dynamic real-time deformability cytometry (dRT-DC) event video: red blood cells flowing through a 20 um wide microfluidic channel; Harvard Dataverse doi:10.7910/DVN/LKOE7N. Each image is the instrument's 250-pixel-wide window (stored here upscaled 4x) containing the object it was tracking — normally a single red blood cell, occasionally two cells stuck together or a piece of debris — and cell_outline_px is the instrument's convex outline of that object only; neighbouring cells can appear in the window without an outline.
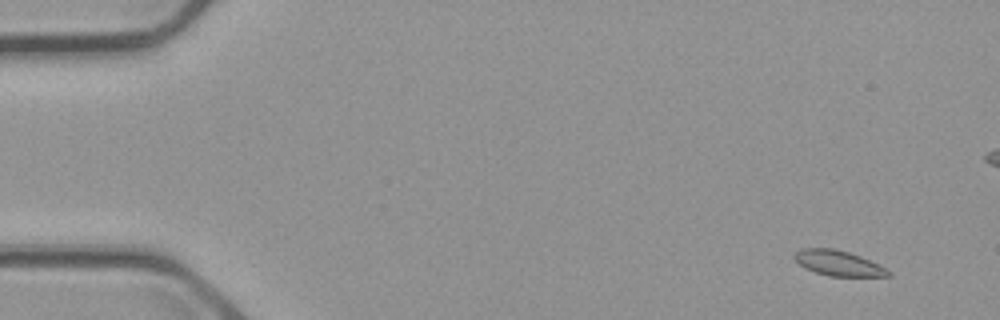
{"species": "common noctule bat (a hibernating species)", "species_latin": "Nyctalus noctula", "temperature_condition": "cold", "stored_images_in_passage": 7, "camera_frame_rate_fps": 3000, "um_per_image_px": 0.085, "animal": {"sex": "male", "body_mass_g": 23.1, "forearm_length_mm": 52.7}, "frame": {"image": 1, "passage_image": 1, "time_ms": 0.0, "image_size_px": [1000, 320], "cell_outline_px": [[892, 276], [828, 276], [804, 268], [792, 256], [800, 248], [832, 248], [848, 252], [860, 256], [888, 268], [892, 272]], "centroid_in_image_um": [71.28, 22.37], "position_along_channel_um": 13.7, "area_um2": 13.87}}